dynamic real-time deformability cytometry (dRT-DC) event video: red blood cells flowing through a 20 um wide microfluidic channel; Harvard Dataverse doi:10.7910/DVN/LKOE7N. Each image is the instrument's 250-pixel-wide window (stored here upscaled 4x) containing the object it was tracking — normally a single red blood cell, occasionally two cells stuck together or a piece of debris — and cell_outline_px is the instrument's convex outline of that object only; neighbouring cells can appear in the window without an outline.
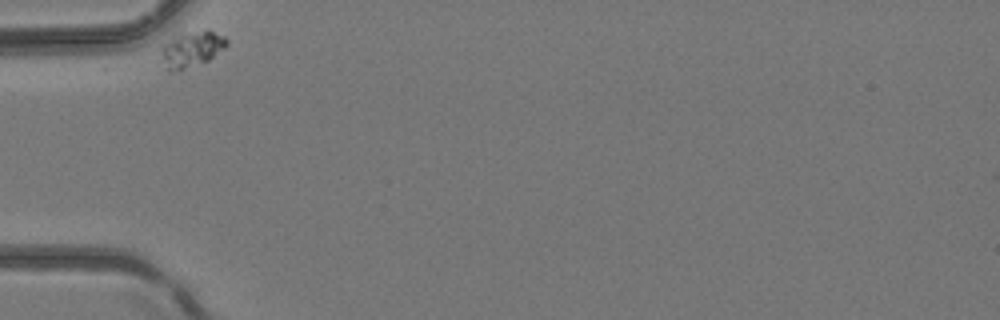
{"species": "common noctule bat (a hibernating species)", "species_latin": "Nyctalus noctula", "temperature_condition": "room temperature", "stored_images_in_passage": 2, "camera_frame_rate_fps": 3000, "um_per_image_px": 0.085, "animal": {"sex": "female", "body_mass_g": 24.6, "forearm_length_mm": 56.2}, "frame": {"image": 1, "passage_image": 1, "time_ms": 0.0, "image_size_px": [1000, 320], "cell_outline_px": [[228, 44], [224, 48], [208, 60], [176, 72], [168, 72], [164, 68], [160, 52], [160, 48], [172, 32], [204, 28], [208, 28], [224, 36], [228, 40]], "centroid_in_image_um": [16.21, 4.1], "position_along_channel_um": 68.8, "area_um2": 14.74}}
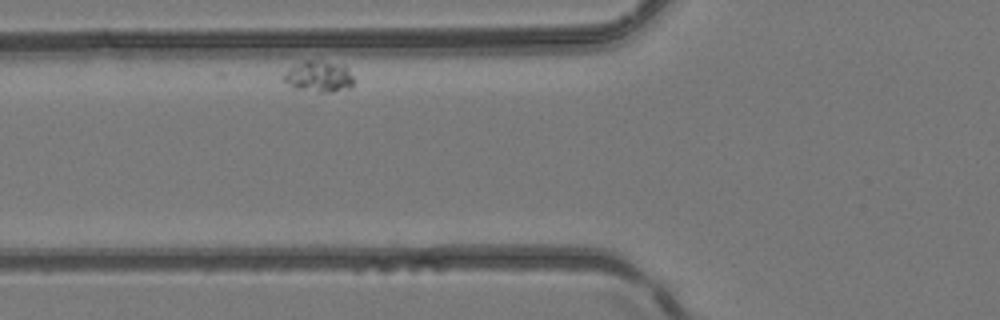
{"frame": {"image": 2, "passage_image": 2, "time_ms": 0.333, "image_size_px": [1000, 320], "cell_outline_px": [[352, 84], [348, 88], [332, 92], [316, 92], [292, 88], [280, 76], [292, 64], [304, 60], [320, 60], [344, 64], [348, 68], [352, 76]], "centroid_in_image_um": [27.03, 6.48], "position_along_channel_um": 98.8, "area_um2": 13.12}}